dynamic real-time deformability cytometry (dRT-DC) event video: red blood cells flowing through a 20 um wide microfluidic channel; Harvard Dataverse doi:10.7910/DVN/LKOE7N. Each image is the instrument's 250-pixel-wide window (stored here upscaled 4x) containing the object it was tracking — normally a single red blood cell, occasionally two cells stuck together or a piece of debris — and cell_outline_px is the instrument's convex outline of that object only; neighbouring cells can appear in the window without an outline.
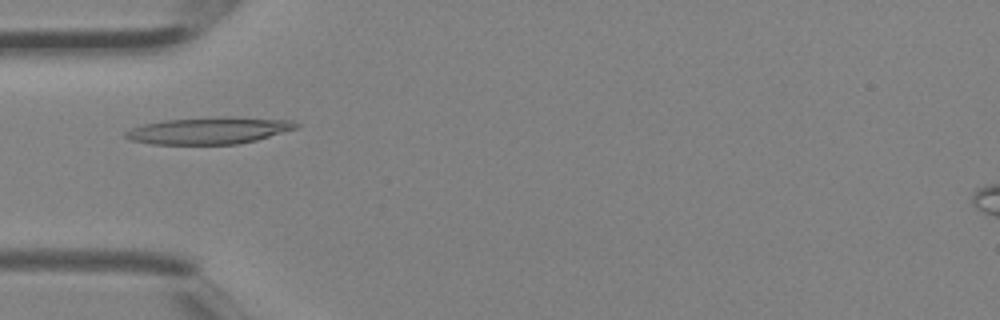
{"species": "Egyptian fruit bat (a non-hibernating species)", "species_latin": "Rousettus aegyptiacus", "temperature_condition": "room temperature", "stored_images_in_passage": 4, "camera_frame_rate_fps": 3000, "um_per_image_px": 0.085, "animal": {"sex": "female"}, "frame": {"image": 1, "passage_image": 4, "time_ms": 1.0, "image_size_px": [1000, 320], "cell_outline_px": [[300, 128], [256, 140], [236, 144], [152, 144], [132, 140], [124, 136], [124, 132], [132, 128], [144, 124], [164, 120], [228, 116], [292, 120], [300, 124]], "centroid_in_image_um": [17.83, 11.09], "position_along_channel_um": 67.2, "area_um2": 26.76}}